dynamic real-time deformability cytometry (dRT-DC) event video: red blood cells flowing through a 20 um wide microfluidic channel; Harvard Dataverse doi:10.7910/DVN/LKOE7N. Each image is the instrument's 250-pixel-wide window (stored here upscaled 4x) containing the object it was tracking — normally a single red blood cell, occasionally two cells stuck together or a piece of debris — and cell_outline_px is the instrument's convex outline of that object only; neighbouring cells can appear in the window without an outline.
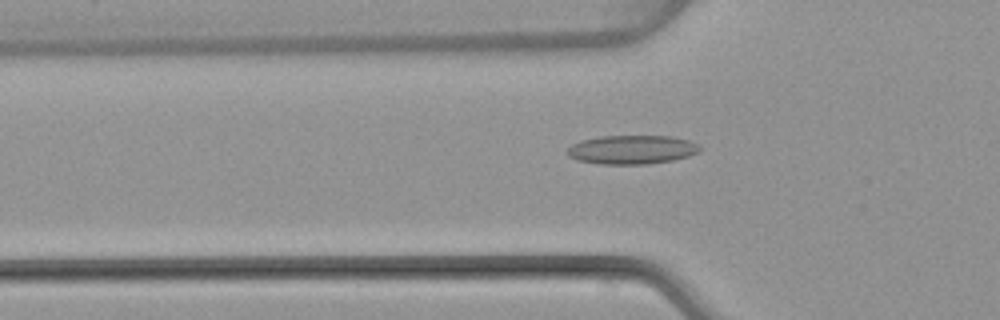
{"species": "common noctule bat (a hibernating species)", "species_latin": "Nyctalus noctula", "temperature_condition": "warm", "stored_images_in_passage": 30, "camera_frame_rate_fps": 3000, "um_per_image_px": 0.085, "animal": {"sex": "female", "body_mass_g": 22.7, "forearm_length_mm": 54.2}, "frame": {"image": 1, "passage_image": 2, "time_ms": 0.333, "image_size_px": [1000, 320], "cell_outline_px": [[700, 148], [696, 152], [688, 156], [672, 160], [648, 164], [600, 164], [576, 160], [568, 156], [568, 148], [572, 144], [580, 140], [600, 136], [672, 136], [688, 140], [696, 144]], "centroid_in_image_um": [53.66, 12.72], "position_along_channel_um": 72.1, "area_um2": 22.2}}
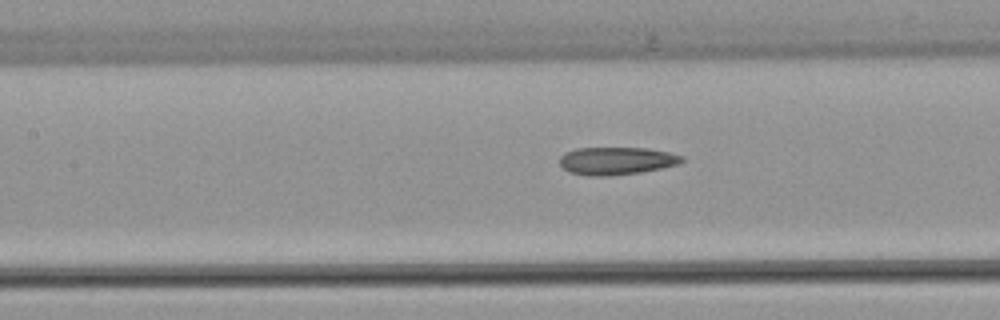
{"frame": {"image": 2, "passage_image": 8, "time_ms": 2.333, "image_size_px": [1000, 320], "cell_outline_px": [[684, 160], [680, 164], [640, 172], [608, 176], [588, 176], [568, 172], [560, 164], [560, 156], [564, 152], [576, 148], [648, 148], [668, 152], [684, 156]], "centroid_in_image_um": [52.39, 13.67], "position_along_channel_um": 155.0, "area_um2": 19.83}}
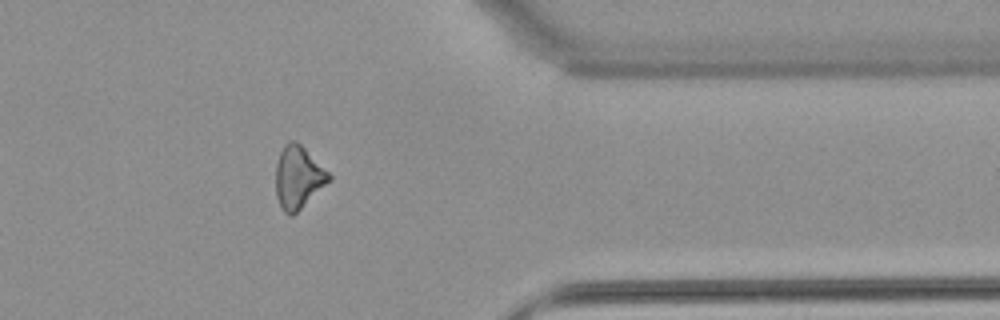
{"frame": {"image": 3, "passage_image": 26, "time_ms": 8.333, "image_size_px": [1000, 320], "cell_outline_px": [[332, 180], [292, 216], [288, 216], [284, 212], [276, 196], [276, 164], [280, 152], [284, 144], [292, 140], [296, 140], [332, 176]], "centroid_in_image_um": [25.35, 15.08], "position_along_channel_um": 386.1, "area_um2": 19.25}, "authors_computed_cell_mechanics": {"area_um2": 19.4208, "velocity_mm_per_s": 4.099, "shape_relaxation_time_tau1_ms": null, "shape_relaxation_time_tau2_ms": 5.5964, "deformation_change_tau1": null, "deformation_change_tau2": 0.1747}}